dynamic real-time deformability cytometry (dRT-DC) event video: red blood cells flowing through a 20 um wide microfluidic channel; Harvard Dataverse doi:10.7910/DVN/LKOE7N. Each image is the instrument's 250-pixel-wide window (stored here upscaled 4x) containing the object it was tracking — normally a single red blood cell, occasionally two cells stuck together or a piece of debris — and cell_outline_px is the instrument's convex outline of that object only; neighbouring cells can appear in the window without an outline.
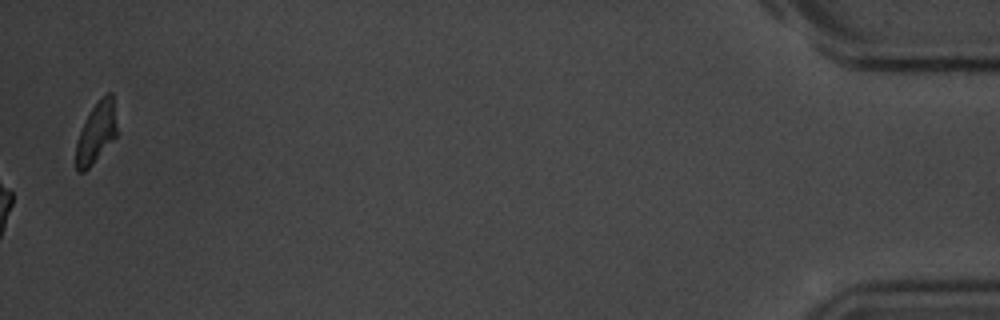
{"species": "common noctule bat (a hibernating species)", "species_latin": "Nyctalus noctula", "temperature_condition": "room temperature", "stored_images_in_passage": 45, "camera_frame_rate_fps": 3000, "um_per_image_px": 0.085, "animal": {"sex": "male", "body_mass_g": 20.1, "forearm_length_mm": 53.5}, "frame": {"image": 1, "passage_image": 45, "time_ms": 14.667, "image_size_px": [1000, 320], "cell_outline_px": [[116, 136], [92, 164], [84, 172], [76, 172], [76, 144], [80, 132], [92, 108], [108, 92], [112, 92], [116, 128]], "centroid_in_image_um": [8.16, 11.32], "position_along_channel_um": 427.0, "area_um2": 13.87}, "authors_computed_cell_mechanics": {"area_um2": 17.7446, "velocity_mm_per_s": 3.7191, "shape_relaxation_time_tau1_ms": 3.2116, "shape_relaxation_time_tau2_ms": 3.2391, "deformation_change_tau1": 0.1, "deformation_change_tau2": 0.1114}}